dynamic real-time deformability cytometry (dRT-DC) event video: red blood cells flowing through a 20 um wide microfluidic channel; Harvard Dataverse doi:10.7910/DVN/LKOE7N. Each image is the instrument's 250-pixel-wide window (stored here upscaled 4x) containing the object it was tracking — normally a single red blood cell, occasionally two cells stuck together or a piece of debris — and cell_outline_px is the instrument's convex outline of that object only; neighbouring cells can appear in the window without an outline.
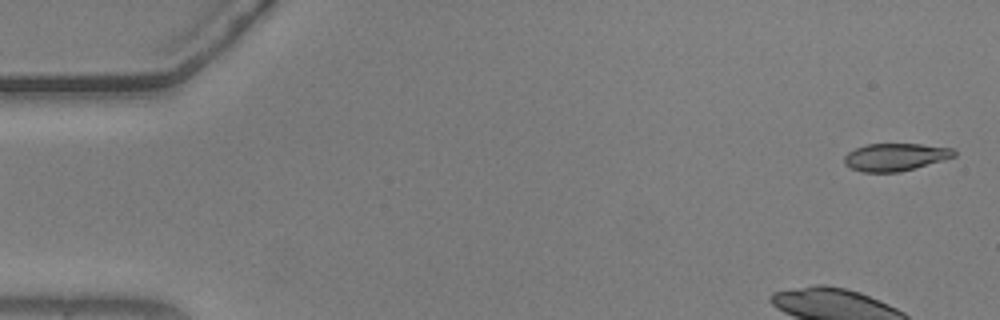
{"species": "common noctule bat (a hibernating species)", "species_latin": "Nyctalus noctula", "temperature_condition": "warm", "stored_images_in_passage": 14, "camera_frame_rate_fps": 3000, "um_per_image_px": 0.085, "animal": {"sex": "male", "body_mass_g": 20.5, "forearm_length_mm": 52.5}, "frame": {"image": 1, "passage_image": 1, "time_ms": 0.0, "image_size_px": [1000, 320], "cell_outline_px": [[956, 156], [944, 160], [900, 172], [864, 172], [852, 168], [844, 164], [844, 156], [848, 152], [856, 148], [868, 144], [920, 144], [952, 148], [956, 152]], "centroid_in_image_um": [76.11, 13.35], "position_along_channel_um": 8.9, "area_um2": 17.57}}